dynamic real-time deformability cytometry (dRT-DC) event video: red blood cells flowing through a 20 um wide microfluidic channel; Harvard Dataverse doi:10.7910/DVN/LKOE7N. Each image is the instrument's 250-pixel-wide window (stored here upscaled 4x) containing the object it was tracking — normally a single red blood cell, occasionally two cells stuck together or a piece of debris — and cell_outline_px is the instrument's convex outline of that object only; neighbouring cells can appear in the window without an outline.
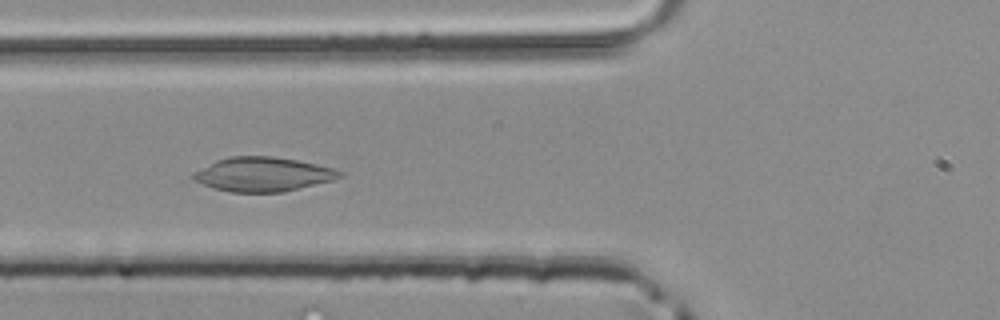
{"species": "common noctule bat (a hibernating species)", "species_latin": "Nyctalus noctula", "temperature_condition": "room temperature", "stored_images_in_passage": 47, "camera_frame_rate_fps": 3000, "um_per_image_px": 0.085, "animal": {"sex": "male", "body_mass_g": 20.4}, "frame": {"image": 1, "passage_image": 18, "time_ms": 5.667, "image_size_px": [1000, 320], "cell_outline_px": [[344, 176], [332, 180], [284, 192], [228, 192], [212, 188], [192, 180], [192, 172], [216, 160], [232, 156], [272, 156], [296, 160], [316, 164], [332, 168], [344, 172]], "centroid_in_image_um": [22.31, 14.82], "position_along_channel_um": 103.5, "area_um2": 29.3}}
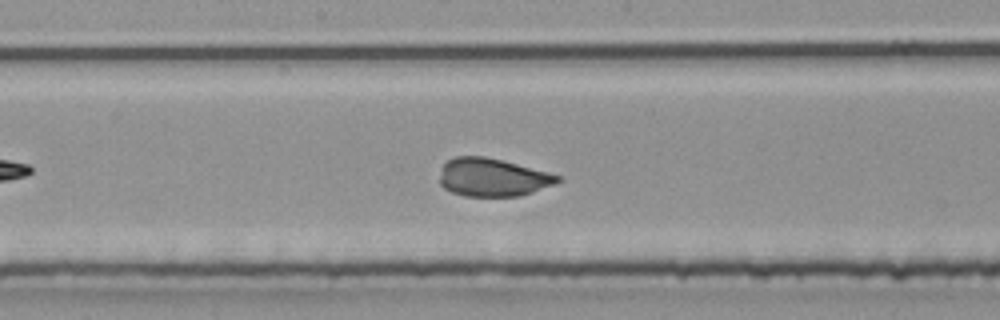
{"frame": {"image": 2, "passage_image": 25, "time_ms": 8.0, "image_size_px": [1000, 320], "cell_outline_px": [[564, 180], [532, 192], [520, 196], [464, 196], [452, 192], [444, 188], [440, 184], [440, 176], [444, 164], [448, 160], [456, 156], [484, 156], [564, 176]], "centroid_in_image_um": [41.89, 15.08], "position_along_channel_um": 206.3, "area_um2": 26.07}}
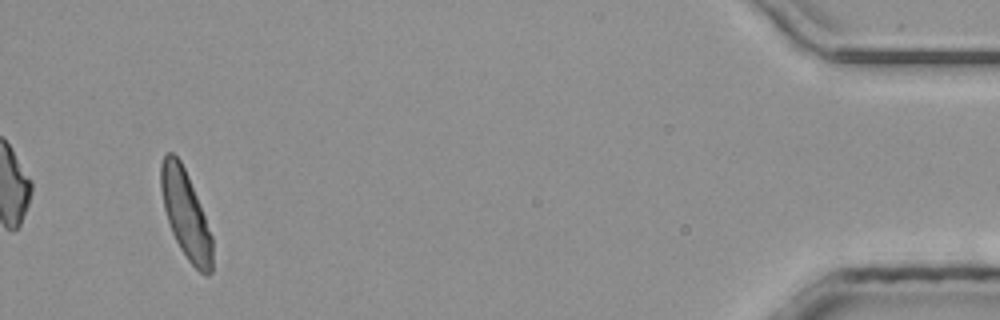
{"frame": {"image": 3, "passage_image": 45, "time_ms": 14.667, "image_size_px": [1000, 320], "cell_outline_px": [[212, 272], [208, 276], [204, 276], [188, 260], [180, 248], [168, 224], [164, 208], [160, 188], [160, 164], [164, 156], [168, 152], [172, 152], [180, 160], [188, 176], [212, 236]], "centroid_in_image_um": [15.76, 18.23], "position_along_channel_um": 419.4, "area_um2": 26.07}}